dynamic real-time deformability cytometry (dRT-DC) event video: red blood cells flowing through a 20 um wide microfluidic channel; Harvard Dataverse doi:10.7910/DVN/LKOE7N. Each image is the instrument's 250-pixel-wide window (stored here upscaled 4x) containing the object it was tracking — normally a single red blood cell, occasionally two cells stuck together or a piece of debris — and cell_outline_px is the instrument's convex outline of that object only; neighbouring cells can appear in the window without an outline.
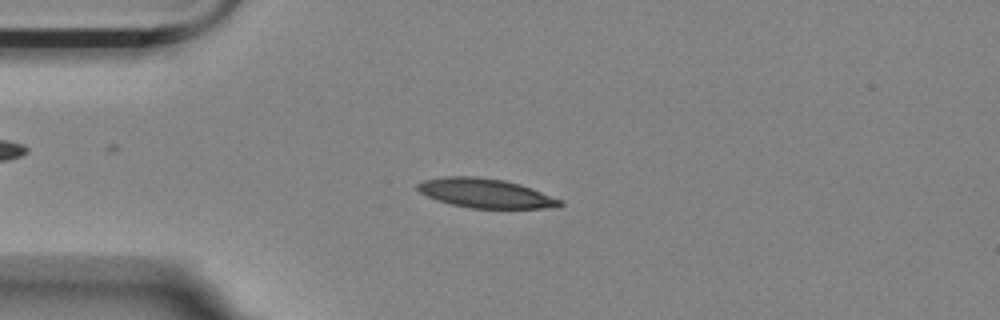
{"species": "Egyptian fruit bat (a non-hibernating species)", "species_latin": "Rousettus aegyptiacus", "temperature_condition": "room temperature", "stored_images_in_passage": 54, "camera_frame_rate_fps": 3000, "um_per_image_px": 0.085, "animal": {"sex": "female"}, "frame": {"image": 1, "passage_image": 13, "time_ms": 4.0, "image_size_px": [1000, 320], "cell_outline_px": [[564, 204], [556, 208], [468, 208], [436, 200], [420, 192], [416, 188], [416, 184], [424, 180], [444, 176], [476, 176], [504, 180], [520, 184], [532, 188], [564, 200]], "centroid_in_image_um": [41.3, 16.42], "position_along_channel_um": 43.7, "area_um2": 24.51}}
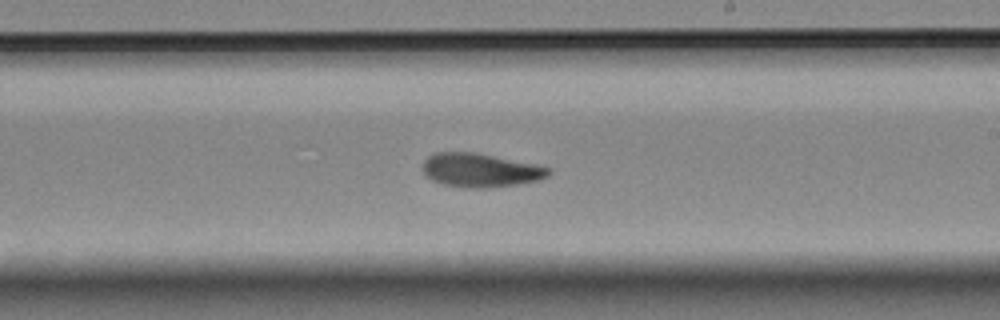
{"frame": {"image": 2, "passage_image": 32, "time_ms": 10.333, "image_size_px": [1000, 320], "cell_outline_px": [[552, 172], [548, 176], [540, 180], [516, 184], [488, 188], [468, 188], [444, 184], [432, 180], [424, 176], [420, 168], [420, 164], [428, 156], [436, 152], [472, 152], [532, 164], [548, 168]], "centroid_in_image_um": [40.74, 14.48], "position_along_channel_um": 248.3, "area_um2": 24.68}}
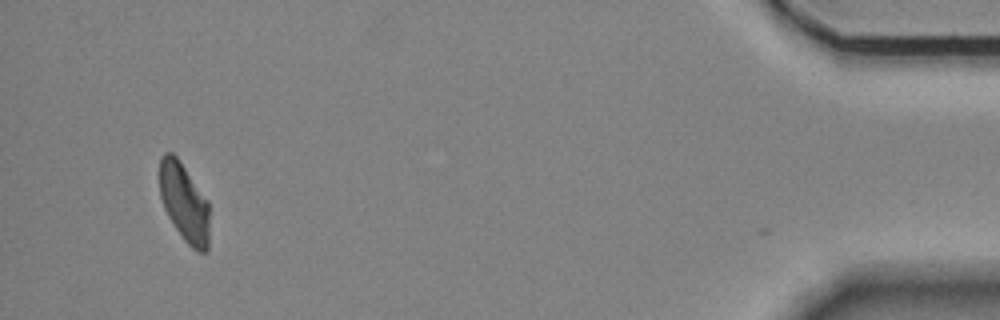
{"frame": {"image": 3, "passage_image": 53, "time_ms": 17.333, "image_size_px": [1000, 320], "cell_outline_px": [[208, 252], [200, 252], [192, 248], [184, 240], [168, 216], [164, 208], [160, 196], [160, 156], [164, 152], [172, 152], [180, 160], [208, 200]], "centroid_in_image_um": [15.65, 17.19], "position_along_channel_um": 419.5, "area_um2": 22.77}, "authors_computed_cell_mechanics": {"area_um2": 24.0159, "velocity_mm_per_s": 3.5114, "shape_relaxation_time_tau1_ms": 8.8611, "shape_relaxation_time_tau2_ms": 4.3195, "deformation_change_tau1": 0.2213, "deformation_change_tau2": 0.1002}}